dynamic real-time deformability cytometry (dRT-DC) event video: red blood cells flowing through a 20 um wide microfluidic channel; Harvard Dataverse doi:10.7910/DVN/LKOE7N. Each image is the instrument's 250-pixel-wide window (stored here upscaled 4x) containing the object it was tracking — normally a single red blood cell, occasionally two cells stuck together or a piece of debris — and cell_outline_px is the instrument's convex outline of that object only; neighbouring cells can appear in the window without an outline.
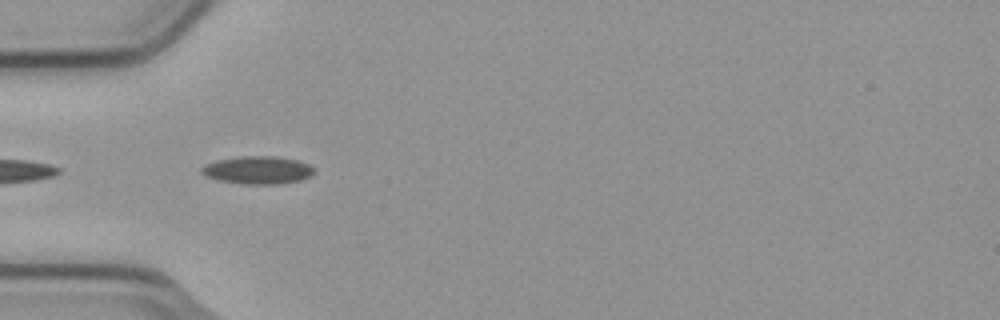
{"species": "common noctule bat (a hibernating species)", "species_latin": "Nyctalus noctula", "temperature_condition": "cold", "stored_images_in_passage": 5, "camera_frame_rate_fps": 3000, "um_per_image_px": 0.085, "animal": {"sex": "male", "body_mass_g": 23.1, "forearm_length_mm": 52.7}, "frame": {"image": 1, "passage_image": 4, "time_ms": 1.0, "image_size_px": [1000, 320], "cell_outline_px": [[312, 176], [300, 180], [280, 184], [244, 184], [216, 180], [204, 176], [200, 172], [200, 168], [204, 164], [216, 160], [240, 156], [276, 156], [296, 160], [308, 164], [312, 168]], "centroid_in_image_um": [21.84, 14.46], "position_along_channel_um": 63.2, "area_um2": 18.38}}
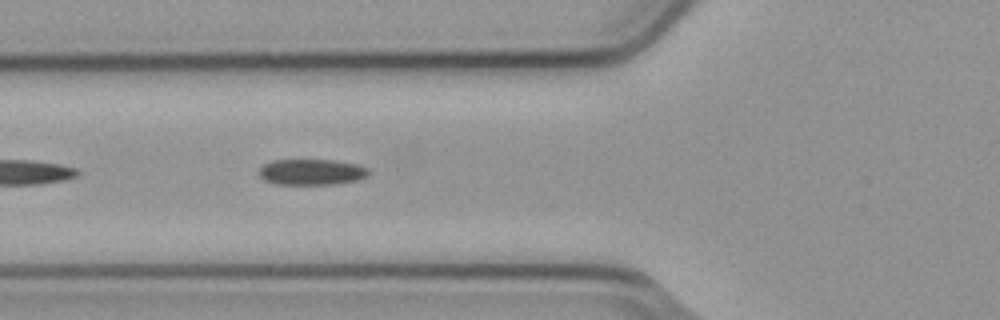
{"frame": {"image": 2, "passage_image": 5, "time_ms": 1.333, "image_size_px": [1000, 320], "cell_outline_px": [[368, 176], [356, 180], [336, 184], [272, 184], [264, 180], [256, 172], [264, 164], [272, 160], [332, 160], [356, 164], [368, 168]], "centroid_in_image_um": [26.43, 14.62], "position_along_channel_um": 99.4, "area_um2": 16.59}}